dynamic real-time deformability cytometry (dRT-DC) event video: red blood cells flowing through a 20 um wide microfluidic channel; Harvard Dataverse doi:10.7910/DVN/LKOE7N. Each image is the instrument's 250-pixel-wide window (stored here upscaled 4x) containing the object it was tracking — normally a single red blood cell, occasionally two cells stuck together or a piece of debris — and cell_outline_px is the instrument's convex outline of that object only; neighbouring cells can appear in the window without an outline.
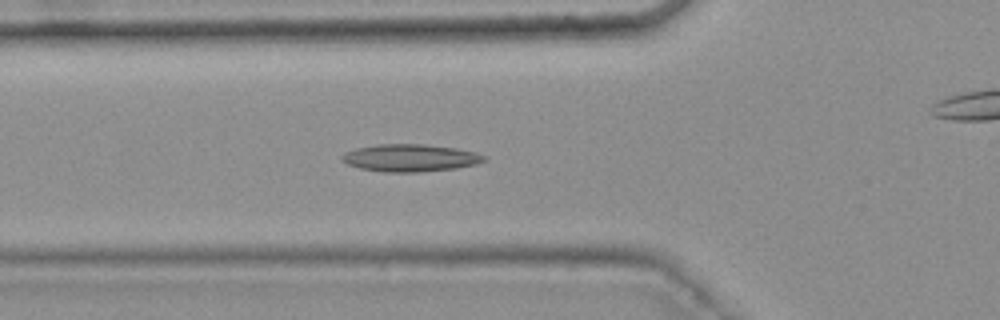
{"species": "common noctule bat (a hibernating species)", "species_latin": "Nyctalus noctula", "temperature_condition": "warm", "stored_images_in_passage": 47, "camera_frame_rate_fps": 3000, "um_per_image_px": 0.085, "animal": {"sex": "female", "body_mass_g": 25.1}, "frame": {"image": 1, "passage_image": 18, "time_ms": 5.667, "image_size_px": [1000, 320], "cell_outline_px": [[484, 160], [476, 164], [456, 168], [416, 172], [384, 172], [360, 168], [348, 164], [340, 160], [340, 156], [356, 148], [376, 144], [424, 144], [456, 148], [476, 152], [484, 156]], "centroid_in_image_um": [34.84, 13.41], "position_along_channel_um": 91.0, "area_um2": 22.54}}
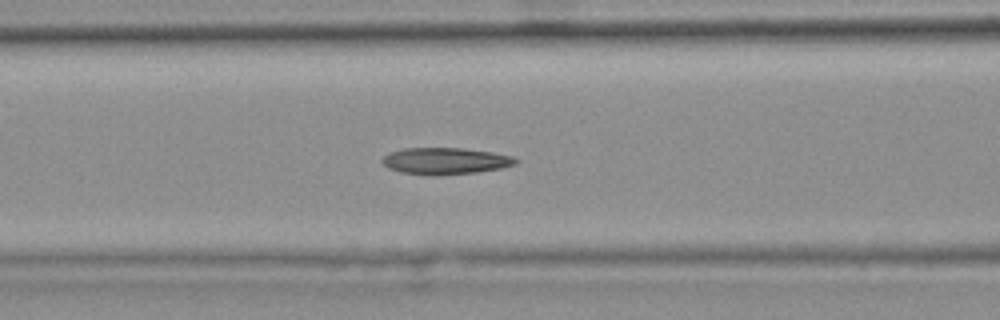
{"frame": {"image": 2, "passage_image": 21, "time_ms": 6.667, "image_size_px": [1000, 320], "cell_outline_px": [[520, 160], [516, 164], [500, 168], [476, 172], [436, 176], [428, 176], [400, 172], [388, 168], [380, 160], [388, 152], [404, 148], [464, 148], [492, 152], [512, 156]], "centroid_in_image_um": [37.82, 13.69], "position_along_channel_um": 128.8, "area_um2": 20.98}}
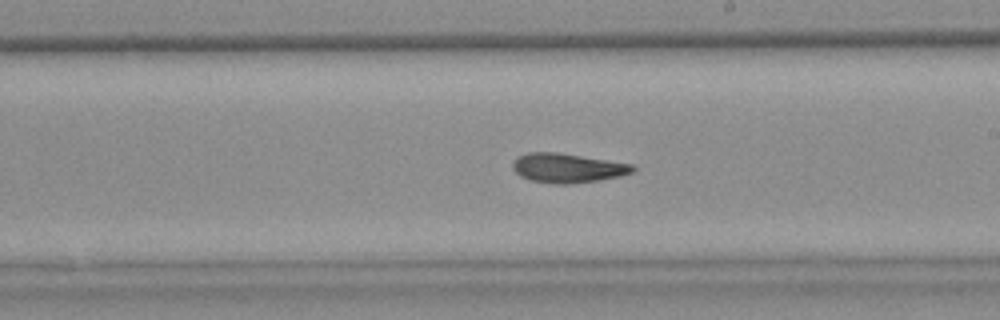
{"frame": {"image": 3, "passage_image": 30, "time_ms": 9.667, "image_size_px": [1000, 320], "cell_outline_px": [[636, 168], [632, 172], [620, 176], [572, 184], [552, 184], [528, 180], [520, 176], [512, 168], [512, 164], [516, 156], [528, 152], [556, 152], [632, 164]], "centroid_in_image_um": [48.17, 14.28], "position_along_channel_um": 240.8, "area_um2": 20.52}, "authors_computed_cell_mechanics": {"area_um2": 20.808, "velocity_mm_per_s": 3.7445, "shape_relaxation_time_tau1_ms": null, "shape_relaxation_time_tau2_ms": 4.0052, "deformation_change_tau1": null, "deformation_change_tau2": 0.1144}}